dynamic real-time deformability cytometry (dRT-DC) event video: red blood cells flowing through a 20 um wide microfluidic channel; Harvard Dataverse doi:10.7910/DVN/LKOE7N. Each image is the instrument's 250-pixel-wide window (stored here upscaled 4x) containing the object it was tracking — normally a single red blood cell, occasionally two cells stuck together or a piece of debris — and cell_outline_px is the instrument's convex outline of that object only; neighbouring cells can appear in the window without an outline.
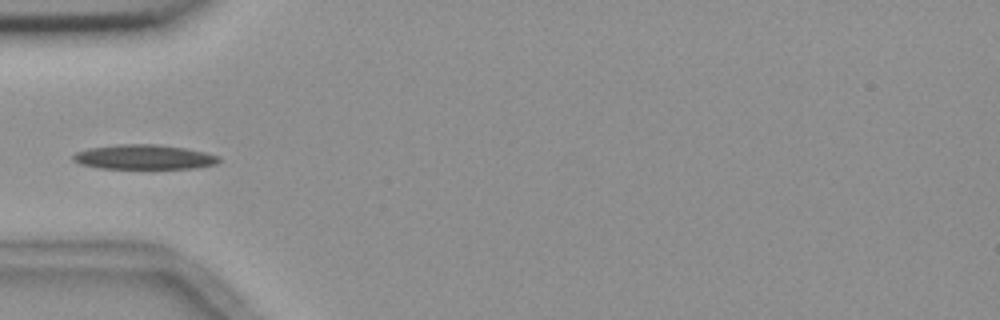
{"species": "common noctule bat (a hibernating species)", "species_latin": "Nyctalus noctula", "temperature_condition": "room temperature", "stored_images_in_passage": 8, "camera_frame_rate_fps": 3000, "um_per_image_px": 0.085, "animal": {"sex": "female", "body_mass_g": 18.4}, "frame": {"image": 1, "passage_image": 4, "time_ms": 3.667, "image_size_px": [1000, 320], "cell_outline_px": [[220, 160], [216, 164], [196, 168], [100, 168], [80, 164], [72, 160], [72, 156], [76, 152], [88, 148], [116, 144], [156, 144], [184, 148], [204, 152], [220, 156]], "centroid_in_image_um": [12.22, 13.34], "position_along_channel_um": 72.8, "area_um2": 20.92}}
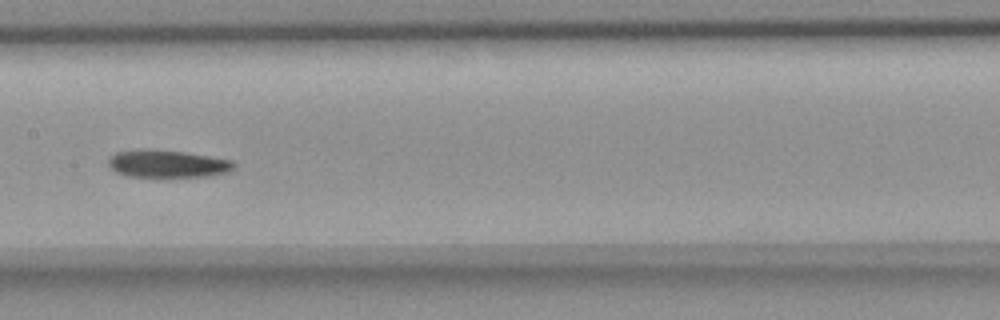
{"frame": {"image": 2, "passage_image": 7, "time_ms": 7.0, "image_size_px": [1000, 320], "cell_outline_px": [[236, 168], [228, 172], [208, 176], [160, 180], [128, 176], [116, 172], [108, 164], [108, 160], [116, 152], [144, 148], [148, 148], [184, 152], [232, 160], [236, 164]], "centroid_in_image_um": [14.24, 13.97], "position_along_channel_um": 193.2, "area_um2": 21.21}}
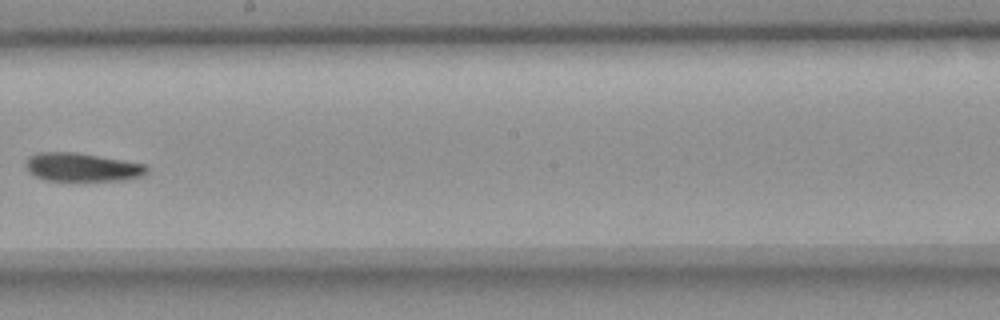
{"frame": {"image": 3, "passage_image": 8, "time_ms": 8.333, "image_size_px": [1000, 320], "cell_outline_px": [[148, 172], [144, 176], [128, 180], [44, 180], [28, 172], [24, 164], [28, 156], [40, 152], [76, 152], [148, 164]], "centroid_in_image_um": [7.01, 14.21], "position_along_channel_um": 241.2, "area_um2": 20.35}}